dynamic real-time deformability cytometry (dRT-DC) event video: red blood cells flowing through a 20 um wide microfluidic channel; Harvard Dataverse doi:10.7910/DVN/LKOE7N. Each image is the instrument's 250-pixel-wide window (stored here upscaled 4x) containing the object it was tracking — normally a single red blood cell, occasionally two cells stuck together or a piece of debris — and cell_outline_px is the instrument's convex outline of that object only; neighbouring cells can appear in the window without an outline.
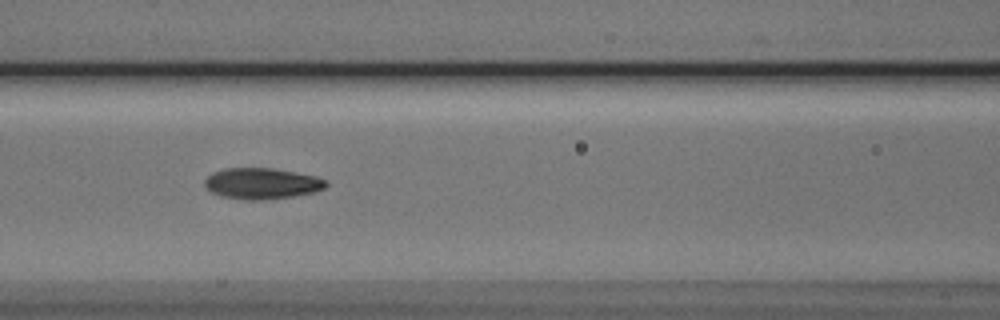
{"species": "Egyptian fruit bat (a non-hibernating species)", "species_latin": "Rousettus aegyptiacus", "temperature_condition": "cold", "stored_images_in_passage": 8, "camera_frame_rate_fps": 3000, "um_per_image_px": 0.085, "animal": {"sex": "male"}, "frame": {"image": 1, "passage_image": 7, "time_ms": 6.667, "image_size_px": [1000, 320], "cell_outline_px": [[328, 184], [324, 188], [312, 192], [292, 196], [268, 200], [244, 200], [220, 196], [204, 188], [204, 180], [212, 172], [224, 168], [272, 168], [312, 176], [324, 180]], "centroid_in_image_um": [22.16, 15.61], "position_along_channel_um": 144.4, "area_um2": 21.85}}
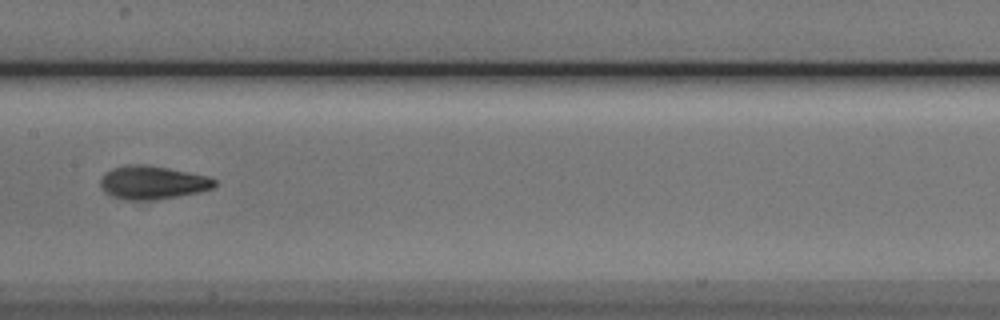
{"frame": {"image": 2, "passage_image": 8, "time_ms": 8.0, "image_size_px": [1000, 320], "cell_outline_px": [[216, 184], [212, 188], [200, 192], [156, 200], [124, 200], [112, 196], [104, 192], [100, 188], [100, 180], [112, 168], [128, 164], [144, 164], [168, 168], [208, 176], [216, 180]], "centroid_in_image_um": [12.95, 15.52], "position_along_channel_um": 194.4, "area_um2": 22.25}}